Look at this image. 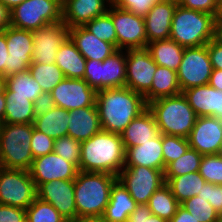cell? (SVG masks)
Returning <instances> with one entry per match:
<instances>
[{
  "mask_svg": "<svg viewBox=\"0 0 222 222\" xmlns=\"http://www.w3.org/2000/svg\"><path fill=\"white\" fill-rule=\"evenodd\" d=\"M95 104L102 130L118 134L147 109L144 96L128 87L97 91Z\"/></svg>",
  "mask_w": 222,
  "mask_h": 222,
  "instance_id": "obj_1",
  "label": "cell"
},
{
  "mask_svg": "<svg viewBox=\"0 0 222 222\" xmlns=\"http://www.w3.org/2000/svg\"><path fill=\"white\" fill-rule=\"evenodd\" d=\"M126 150L118 133L101 130L81 142L79 171L118 176L125 165Z\"/></svg>",
  "mask_w": 222,
  "mask_h": 222,
  "instance_id": "obj_2",
  "label": "cell"
},
{
  "mask_svg": "<svg viewBox=\"0 0 222 222\" xmlns=\"http://www.w3.org/2000/svg\"><path fill=\"white\" fill-rule=\"evenodd\" d=\"M116 180L108 173L78 171L74 179L77 217L103 216Z\"/></svg>",
  "mask_w": 222,
  "mask_h": 222,
  "instance_id": "obj_3",
  "label": "cell"
},
{
  "mask_svg": "<svg viewBox=\"0 0 222 222\" xmlns=\"http://www.w3.org/2000/svg\"><path fill=\"white\" fill-rule=\"evenodd\" d=\"M159 132L165 135L188 138L197 115L183 94L164 97L147 103Z\"/></svg>",
  "mask_w": 222,
  "mask_h": 222,
  "instance_id": "obj_4",
  "label": "cell"
},
{
  "mask_svg": "<svg viewBox=\"0 0 222 222\" xmlns=\"http://www.w3.org/2000/svg\"><path fill=\"white\" fill-rule=\"evenodd\" d=\"M34 125L0 124V167L29 170L34 160L30 147Z\"/></svg>",
  "mask_w": 222,
  "mask_h": 222,
  "instance_id": "obj_5",
  "label": "cell"
},
{
  "mask_svg": "<svg viewBox=\"0 0 222 222\" xmlns=\"http://www.w3.org/2000/svg\"><path fill=\"white\" fill-rule=\"evenodd\" d=\"M215 16L177 5L170 39L183 47L207 45L213 39Z\"/></svg>",
  "mask_w": 222,
  "mask_h": 222,
  "instance_id": "obj_6",
  "label": "cell"
},
{
  "mask_svg": "<svg viewBox=\"0 0 222 222\" xmlns=\"http://www.w3.org/2000/svg\"><path fill=\"white\" fill-rule=\"evenodd\" d=\"M62 21V7L54 0H25L10 10V25L35 31Z\"/></svg>",
  "mask_w": 222,
  "mask_h": 222,
  "instance_id": "obj_7",
  "label": "cell"
},
{
  "mask_svg": "<svg viewBox=\"0 0 222 222\" xmlns=\"http://www.w3.org/2000/svg\"><path fill=\"white\" fill-rule=\"evenodd\" d=\"M84 80L96 92L126 87V50L118 49L103 62L86 60Z\"/></svg>",
  "mask_w": 222,
  "mask_h": 222,
  "instance_id": "obj_8",
  "label": "cell"
},
{
  "mask_svg": "<svg viewBox=\"0 0 222 222\" xmlns=\"http://www.w3.org/2000/svg\"><path fill=\"white\" fill-rule=\"evenodd\" d=\"M37 197L28 170L0 167V204L27 209Z\"/></svg>",
  "mask_w": 222,
  "mask_h": 222,
  "instance_id": "obj_9",
  "label": "cell"
},
{
  "mask_svg": "<svg viewBox=\"0 0 222 222\" xmlns=\"http://www.w3.org/2000/svg\"><path fill=\"white\" fill-rule=\"evenodd\" d=\"M117 179L137 204H148L153 193L166 183L164 171L145 166H124Z\"/></svg>",
  "mask_w": 222,
  "mask_h": 222,
  "instance_id": "obj_10",
  "label": "cell"
},
{
  "mask_svg": "<svg viewBox=\"0 0 222 222\" xmlns=\"http://www.w3.org/2000/svg\"><path fill=\"white\" fill-rule=\"evenodd\" d=\"M212 70L207 45L185 47L181 64L177 70L181 92L191 87L208 85Z\"/></svg>",
  "mask_w": 222,
  "mask_h": 222,
  "instance_id": "obj_11",
  "label": "cell"
},
{
  "mask_svg": "<svg viewBox=\"0 0 222 222\" xmlns=\"http://www.w3.org/2000/svg\"><path fill=\"white\" fill-rule=\"evenodd\" d=\"M156 70L147 46L126 50V87L144 96L151 89Z\"/></svg>",
  "mask_w": 222,
  "mask_h": 222,
  "instance_id": "obj_12",
  "label": "cell"
},
{
  "mask_svg": "<svg viewBox=\"0 0 222 222\" xmlns=\"http://www.w3.org/2000/svg\"><path fill=\"white\" fill-rule=\"evenodd\" d=\"M108 13L112 17L117 36V49L147 46V35L144 17L128 10L110 5Z\"/></svg>",
  "mask_w": 222,
  "mask_h": 222,
  "instance_id": "obj_13",
  "label": "cell"
},
{
  "mask_svg": "<svg viewBox=\"0 0 222 222\" xmlns=\"http://www.w3.org/2000/svg\"><path fill=\"white\" fill-rule=\"evenodd\" d=\"M4 33L9 53L5 77L28 71L32 64L33 33L11 25L4 29Z\"/></svg>",
  "mask_w": 222,
  "mask_h": 222,
  "instance_id": "obj_14",
  "label": "cell"
},
{
  "mask_svg": "<svg viewBox=\"0 0 222 222\" xmlns=\"http://www.w3.org/2000/svg\"><path fill=\"white\" fill-rule=\"evenodd\" d=\"M33 33L32 64H53L61 45L69 37V28L63 21L49 24Z\"/></svg>",
  "mask_w": 222,
  "mask_h": 222,
  "instance_id": "obj_15",
  "label": "cell"
},
{
  "mask_svg": "<svg viewBox=\"0 0 222 222\" xmlns=\"http://www.w3.org/2000/svg\"><path fill=\"white\" fill-rule=\"evenodd\" d=\"M54 104L67 111L94 106L96 91L84 79L64 78L51 91Z\"/></svg>",
  "mask_w": 222,
  "mask_h": 222,
  "instance_id": "obj_16",
  "label": "cell"
},
{
  "mask_svg": "<svg viewBox=\"0 0 222 222\" xmlns=\"http://www.w3.org/2000/svg\"><path fill=\"white\" fill-rule=\"evenodd\" d=\"M36 188L46 182L53 180H74L78 168L54 151L35 158L28 170Z\"/></svg>",
  "mask_w": 222,
  "mask_h": 222,
  "instance_id": "obj_17",
  "label": "cell"
},
{
  "mask_svg": "<svg viewBox=\"0 0 222 222\" xmlns=\"http://www.w3.org/2000/svg\"><path fill=\"white\" fill-rule=\"evenodd\" d=\"M190 148L201 155L222 153V120L213 116L197 117L188 137Z\"/></svg>",
  "mask_w": 222,
  "mask_h": 222,
  "instance_id": "obj_18",
  "label": "cell"
},
{
  "mask_svg": "<svg viewBox=\"0 0 222 222\" xmlns=\"http://www.w3.org/2000/svg\"><path fill=\"white\" fill-rule=\"evenodd\" d=\"M37 197L50 203L67 221L77 217L74 180H53L36 188Z\"/></svg>",
  "mask_w": 222,
  "mask_h": 222,
  "instance_id": "obj_19",
  "label": "cell"
},
{
  "mask_svg": "<svg viewBox=\"0 0 222 222\" xmlns=\"http://www.w3.org/2000/svg\"><path fill=\"white\" fill-rule=\"evenodd\" d=\"M178 3L159 0L144 17L147 43L169 39L171 24Z\"/></svg>",
  "mask_w": 222,
  "mask_h": 222,
  "instance_id": "obj_20",
  "label": "cell"
},
{
  "mask_svg": "<svg viewBox=\"0 0 222 222\" xmlns=\"http://www.w3.org/2000/svg\"><path fill=\"white\" fill-rule=\"evenodd\" d=\"M181 93L197 117L213 116L222 120V91L208 84L191 87Z\"/></svg>",
  "mask_w": 222,
  "mask_h": 222,
  "instance_id": "obj_21",
  "label": "cell"
},
{
  "mask_svg": "<svg viewBox=\"0 0 222 222\" xmlns=\"http://www.w3.org/2000/svg\"><path fill=\"white\" fill-rule=\"evenodd\" d=\"M110 0H68L62 8V21L68 28L84 26L108 12Z\"/></svg>",
  "mask_w": 222,
  "mask_h": 222,
  "instance_id": "obj_22",
  "label": "cell"
},
{
  "mask_svg": "<svg viewBox=\"0 0 222 222\" xmlns=\"http://www.w3.org/2000/svg\"><path fill=\"white\" fill-rule=\"evenodd\" d=\"M69 38L86 60L103 62L118 50L114 44L95 37L84 26L69 28Z\"/></svg>",
  "mask_w": 222,
  "mask_h": 222,
  "instance_id": "obj_23",
  "label": "cell"
},
{
  "mask_svg": "<svg viewBox=\"0 0 222 222\" xmlns=\"http://www.w3.org/2000/svg\"><path fill=\"white\" fill-rule=\"evenodd\" d=\"M102 130L99 112L96 104L69 111V123L67 135L80 142Z\"/></svg>",
  "mask_w": 222,
  "mask_h": 222,
  "instance_id": "obj_24",
  "label": "cell"
},
{
  "mask_svg": "<svg viewBox=\"0 0 222 222\" xmlns=\"http://www.w3.org/2000/svg\"><path fill=\"white\" fill-rule=\"evenodd\" d=\"M124 166H145L164 171L162 134L126 150Z\"/></svg>",
  "mask_w": 222,
  "mask_h": 222,
  "instance_id": "obj_25",
  "label": "cell"
},
{
  "mask_svg": "<svg viewBox=\"0 0 222 222\" xmlns=\"http://www.w3.org/2000/svg\"><path fill=\"white\" fill-rule=\"evenodd\" d=\"M160 134L153 114L148 108L133 119L120 133L125 150L141 145Z\"/></svg>",
  "mask_w": 222,
  "mask_h": 222,
  "instance_id": "obj_26",
  "label": "cell"
},
{
  "mask_svg": "<svg viewBox=\"0 0 222 222\" xmlns=\"http://www.w3.org/2000/svg\"><path fill=\"white\" fill-rule=\"evenodd\" d=\"M136 206V201L117 179L111 187L109 203L103 217L107 222H127Z\"/></svg>",
  "mask_w": 222,
  "mask_h": 222,
  "instance_id": "obj_27",
  "label": "cell"
},
{
  "mask_svg": "<svg viewBox=\"0 0 222 222\" xmlns=\"http://www.w3.org/2000/svg\"><path fill=\"white\" fill-rule=\"evenodd\" d=\"M55 64L62 70L65 78L84 79L86 59L69 37L58 49Z\"/></svg>",
  "mask_w": 222,
  "mask_h": 222,
  "instance_id": "obj_28",
  "label": "cell"
},
{
  "mask_svg": "<svg viewBox=\"0 0 222 222\" xmlns=\"http://www.w3.org/2000/svg\"><path fill=\"white\" fill-rule=\"evenodd\" d=\"M179 94H181V88L178 83L177 72L157 65L151 89L144 95L146 103Z\"/></svg>",
  "mask_w": 222,
  "mask_h": 222,
  "instance_id": "obj_29",
  "label": "cell"
},
{
  "mask_svg": "<svg viewBox=\"0 0 222 222\" xmlns=\"http://www.w3.org/2000/svg\"><path fill=\"white\" fill-rule=\"evenodd\" d=\"M149 53L154 62L173 71L179 69L185 47L177 44L172 39H163L147 44Z\"/></svg>",
  "mask_w": 222,
  "mask_h": 222,
  "instance_id": "obj_30",
  "label": "cell"
},
{
  "mask_svg": "<svg viewBox=\"0 0 222 222\" xmlns=\"http://www.w3.org/2000/svg\"><path fill=\"white\" fill-rule=\"evenodd\" d=\"M69 111L54 106L44 115L35 117L33 125L38 131L43 132L54 140L67 136Z\"/></svg>",
  "mask_w": 222,
  "mask_h": 222,
  "instance_id": "obj_31",
  "label": "cell"
},
{
  "mask_svg": "<svg viewBox=\"0 0 222 222\" xmlns=\"http://www.w3.org/2000/svg\"><path fill=\"white\" fill-rule=\"evenodd\" d=\"M165 182L180 204L193 196H197L206 183L199 171L177 177H165Z\"/></svg>",
  "mask_w": 222,
  "mask_h": 222,
  "instance_id": "obj_32",
  "label": "cell"
},
{
  "mask_svg": "<svg viewBox=\"0 0 222 222\" xmlns=\"http://www.w3.org/2000/svg\"><path fill=\"white\" fill-rule=\"evenodd\" d=\"M6 98L3 123L30 124L34 122L33 102L28 97L12 96L4 87Z\"/></svg>",
  "mask_w": 222,
  "mask_h": 222,
  "instance_id": "obj_33",
  "label": "cell"
},
{
  "mask_svg": "<svg viewBox=\"0 0 222 222\" xmlns=\"http://www.w3.org/2000/svg\"><path fill=\"white\" fill-rule=\"evenodd\" d=\"M4 83V88L12 96L28 97V100L32 102L43 93L42 88L32 78L29 70L5 77Z\"/></svg>",
  "mask_w": 222,
  "mask_h": 222,
  "instance_id": "obj_34",
  "label": "cell"
},
{
  "mask_svg": "<svg viewBox=\"0 0 222 222\" xmlns=\"http://www.w3.org/2000/svg\"><path fill=\"white\" fill-rule=\"evenodd\" d=\"M148 206L152 215L159 216L169 222L176 214L180 203L175 199L170 188L164 184L150 197Z\"/></svg>",
  "mask_w": 222,
  "mask_h": 222,
  "instance_id": "obj_35",
  "label": "cell"
},
{
  "mask_svg": "<svg viewBox=\"0 0 222 222\" xmlns=\"http://www.w3.org/2000/svg\"><path fill=\"white\" fill-rule=\"evenodd\" d=\"M29 72L43 92H51L64 78L62 70L55 64H31Z\"/></svg>",
  "mask_w": 222,
  "mask_h": 222,
  "instance_id": "obj_36",
  "label": "cell"
},
{
  "mask_svg": "<svg viewBox=\"0 0 222 222\" xmlns=\"http://www.w3.org/2000/svg\"><path fill=\"white\" fill-rule=\"evenodd\" d=\"M201 155L197 150L188 148V150L175 161L169 163L164 170L165 177H177L191 172L199 171Z\"/></svg>",
  "mask_w": 222,
  "mask_h": 222,
  "instance_id": "obj_37",
  "label": "cell"
},
{
  "mask_svg": "<svg viewBox=\"0 0 222 222\" xmlns=\"http://www.w3.org/2000/svg\"><path fill=\"white\" fill-rule=\"evenodd\" d=\"M26 222H68L50 203L38 197L26 209Z\"/></svg>",
  "mask_w": 222,
  "mask_h": 222,
  "instance_id": "obj_38",
  "label": "cell"
},
{
  "mask_svg": "<svg viewBox=\"0 0 222 222\" xmlns=\"http://www.w3.org/2000/svg\"><path fill=\"white\" fill-rule=\"evenodd\" d=\"M199 222H220L218 211L204 198L193 196L180 204Z\"/></svg>",
  "mask_w": 222,
  "mask_h": 222,
  "instance_id": "obj_39",
  "label": "cell"
},
{
  "mask_svg": "<svg viewBox=\"0 0 222 222\" xmlns=\"http://www.w3.org/2000/svg\"><path fill=\"white\" fill-rule=\"evenodd\" d=\"M84 27L102 41L117 47V36L111 15L107 12L87 22Z\"/></svg>",
  "mask_w": 222,
  "mask_h": 222,
  "instance_id": "obj_40",
  "label": "cell"
},
{
  "mask_svg": "<svg viewBox=\"0 0 222 222\" xmlns=\"http://www.w3.org/2000/svg\"><path fill=\"white\" fill-rule=\"evenodd\" d=\"M190 147L188 138L162 134V152L165 167L182 156Z\"/></svg>",
  "mask_w": 222,
  "mask_h": 222,
  "instance_id": "obj_41",
  "label": "cell"
},
{
  "mask_svg": "<svg viewBox=\"0 0 222 222\" xmlns=\"http://www.w3.org/2000/svg\"><path fill=\"white\" fill-rule=\"evenodd\" d=\"M199 174L206 183L222 185V153L203 155Z\"/></svg>",
  "mask_w": 222,
  "mask_h": 222,
  "instance_id": "obj_42",
  "label": "cell"
},
{
  "mask_svg": "<svg viewBox=\"0 0 222 222\" xmlns=\"http://www.w3.org/2000/svg\"><path fill=\"white\" fill-rule=\"evenodd\" d=\"M54 152L72 162L79 170L81 159V142L70 136H62L54 141Z\"/></svg>",
  "mask_w": 222,
  "mask_h": 222,
  "instance_id": "obj_43",
  "label": "cell"
},
{
  "mask_svg": "<svg viewBox=\"0 0 222 222\" xmlns=\"http://www.w3.org/2000/svg\"><path fill=\"white\" fill-rule=\"evenodd\" d=\"M54 141L53 138L34 128L30 144L33 158L35 159L53 152Z\"/></svg>",
  "mask_w": 222,
  "mask_h": 222,
  "instance_id": "obj_44",
  "label": "cell"
},
{
  "mask_svg": "<svg viewBox=\"0 0 222 222\" xmlns=\"http://www.w3.org/2000/svg\"><path fill=\"white\" fill-rule=\"evenodd\" d=\"M111 5L145 17L152 6L159 0H110Z\"/></svg>",
  "mask_w": 222,
  "mask_h": 222,
  "instance_id": "obj_45",
  "label": "cell"
},
{
  "mask_svg": "<svg viewBox=\"0 0 222 222\" xmlns=\"http://www.w3.org/2000/svg\"><path fill=\"white\" fill-rule=\"evenodd\" d=\"M177 3L183 8L212 14L215 17L221 15L216 0H178Z\"/></svg>",
  "mask_w": 222,
  "mask_h": 222,
  "instance_id": "obj_46",
  "label": "cell"
},
{
  "mask_svg": "<svg viewBox=\"0 0 222 222\" xmlns=\"http://www.w3.org/2000/svg\"><path fill=\"white\" fill-rule=\"evenodd\" d=\"M197 196L204 198L217 211H219L222 206V185L205 183Z\"/></svg>",
  "mask_w": 222,
  "mask_h": 222,
  "instance_id": "obj_47",
  "label": "cell"
},
{
  "mask_svg": "<svg viewBox=\"0 0 222 222\" xmlns=\"http://www.w3.org/2000/svg\"><path fill=\"white\" fill-rule=\"evenodd\" d=\"M127 222H168L159 216L152 215L148 204H137L134 211L129 215Z\"/></svg>",
  "mask_w": 222,
  "mask_h": 222,
  "instance_id": "obj_48",
  "label": "cell"
},
{
  "mask_svg": "<svg viewBox=\"0 0 222 222\" xmlns=\"http://www.w3.org/2000/svg\"><path fill=\"white\" fill-rule=\"evenodd\" d=\"M0 222H26V210L0 204Z\"/></svg>",
  "mask_w": 222,
  "mask_h": 222,
  "instance_id": "obj_49",
  "label": "cell"
},
{
  "mask_svg": "<svg viewBox=\"0 0 222 222\" xmlns=\"http://www.w3.org/2000/svg\"><path fill=\"white\" fill-rule=\"evenodd\" d=\"M33 103L35 117L46 114L55 106L51 92H43Z\"/></svg>",
  "mask_w": 222,
  "mask_h": 222,
  "instance_id": "obj_50",
  "label": "cell"
},
{
  "mask_svg": "<svg viewBox=\"0 0 222 222\" xmlns=\"http://www.w3.org/2000/svg\"><path fill=\"white\" fill-rule=\"evenodd\" d=\"M207 49L212 68L222 70V45L212 39L207 43Z\"/></svg>",
  "mask_w": 222,
  "mask_h": 222,
  "instance_id": "obj_51",
  "label": "cell"
},
{
  "mask_svg": "<svg viewBox=\"0 0 222 222\" xmlns=\"http://www.w3.org/2000/svg\"><path fill=\"white\" fill-rule=\"evenodd\" d=\"M8 47L4 30L0 31V76L5 78V69L8 67Z\"/></svg>",
  "mask_w": 222,
  "mask_h": 222,
  "instance_id": "obj_52",
  "label": "cell"
},
{
  "mask_svg": "<svg viewBox=\"0 0 222 222\" xmlns=\"http://www.w3.org/2000/svg\"><path fill=\"white\" fill-rule=\"evenodd\" d=\"M169 222H199L197 218L192 216L181 205L178 207L176 214L171 218Z\"/></svg>",
  "mask_w": 222,
  "mask_h": 222,
  "instance_id": "obj_53",
  "label": "cell"
},
{
  "mask_svg": "<svg viewBox=\"0 0 222 222\" xmlns=\"http://www.w3.org/2000/svg\"><path fill=\"white\" fill-rule=\"evenodd\" d=\"M209 85L222 91V70L213 69L210 76Z\"/></svg>",
  "mask_w": 222,
  "mask_h": 222,
  "instance_id": "obj_54",
  "label": "cell"
},
{
  "mask_svg": "<svg viewBox=\"0 0 222 222\" xmlns=\"http://www.w3.org/2000/svg\"><path fill=\"white\" fill-rule=\"evenodd\" d=\"M10 25V10L0 2V31Z\"/></svg>",
  "mask_w": 222,
  "mask_h": 222,
  "instance_id": "obj_55",
  "label": "cell"
},
{
  "mask_svg": "<svg viewBox=\"0 0 222 222\" xmlns=\"http://www.w3.org/2000/svg\"><path fill=\"white\" fill-rule=\"evenodd\" d=\"M213 40L222 45V16L219 15L214 21Z\"/></svg>",
  "mask_w": 222,
  "mask_h": 222,
  "instance_id": "obj_56",
  "label": "cell"
},
{
  "mask_svg": "<svg viewBox=\"0 0 222 222\" xmlns=\"http://www.w3.org/2000/svg\"><path fill=\"white\" fill-rule=\"evenodd\" d=\"M68 222H107L103 216L76 217Z\"/></svg>",
  "mask_w": 222,
  "mask_h": 222,
  "instance_id": "obj_57",
  "label": "cell"
},
{
  "mask_svg": "<svg viewBox=\"0 0 222 222\" xmlns=\"http://www.w3.org/2000/svg\"><path fill=\"white\" fill-rule=\"evenodd\" d=\"M5 105H6V98L4 95V90L0 91V124L3 123L4 115H5Z\"/></svg>",
  "mask_w": 222,
  "mask_h": 222,
  "instance_id": "obj_58",
  "label": "cell"
},
{
  "mask_svg": "<svg viewBox=\"0 0 222 222\" xmlns=\"http://www.w3.org/2000/svg\"><path fill=\"white\" fill-rule=\"evenodd\" d=\"M23 1L25 0H0V2L9 10H12L17 5H20Z\"/></svg>",
  "mask_w": 222,
  "mask_h": 222,
  "instance_id": "obj_59",
  "label": "cell"
},
{
  "mask_svg": "<svg viewBox=\"0 0 222 222\" xmlns=\"http://www.w3.org/2000/svg\"><path fill=\"white\" fill-rule=\"evenodd\" d=\"M62 8L67 4L68 0H54Z\"/></svg>",
  "mask_w": 222,
  "mask_h": 222,
  "instance_id": "obj_60",
  "label": "cell"
},
{
  "mask_svg": "<svg viewBox=\"0 0 222 222\" xmlns=\"http://www.w3.org/2000/svg\"><path fill=\"white\" fill-rule=\"evenodd\" d=\"M4 77L3 76H0V91L3 89L4 87Z\"/></svg>",
  "mask_w": 222,
  "mask_h": 222,
  "instance_id": "obj_61",
  "label": "cell"
},
{
  "mask_svg": "<svg viewBox=\"0 0 222 222\" xmlns=\"http://www.w3.org/2000/svg\"><path fill=\"white\" fill-rule=\"evenodd\" d=\"M220 11H222V0H216Z\"/></svg>",
  "mask_w": 222,
  "mask_h": 222,
  "instance_id": "obj_62",
  "label": "cell"
},
{
  "mask_svg": "<svg viewBox=\"0 0 222 222\" xmlns=\"http://www.w3.org/2000/svg\"><path fill=\"white\" fill-rule=\"evenodd\" d=\"M218 215H219L220 222H222V206H221V209L218 211Z\"/></svg>",
  "mask_w": 222,
  "mask_h": 222,
  "instance_id": "obj_63",
  "label": "cell"
},
{
  "mask_svg": "<svg viewBox=\"0 0 222 222\" xmlns=\"http://www.w3.org/2000/svg\"><path fill=\"white\" fill-rule=\"evenodd\" d=\"M163 1H173V2H178V0H163Z\"/></svg>",
  "mask_w": 222,
  "mask_h": 222,
  "instance_id": "obj_64",
  "label": "cell"
}]
</instances>
